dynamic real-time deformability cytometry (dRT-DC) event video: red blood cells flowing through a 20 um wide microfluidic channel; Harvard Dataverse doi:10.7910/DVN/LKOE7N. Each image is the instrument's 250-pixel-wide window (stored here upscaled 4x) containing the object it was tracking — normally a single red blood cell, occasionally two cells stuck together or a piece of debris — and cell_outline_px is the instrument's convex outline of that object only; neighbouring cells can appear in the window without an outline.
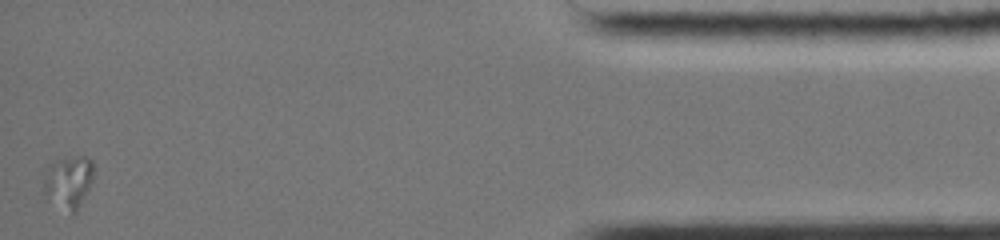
{"species": "common noctule bat (a hibernating species)", "species_latin": "Nyctalus noctula", "temperature_condition": "cold", "stored_images_in_passage": 64, "camera_frame_rate_fps": 3000, "um_per_image_px": 0.085, "animal": {"sex": "female", "body_mass_g": 19.0, "forearm_length_mm": 51.5}, "frame": {"image": 1, "passage_image": 64, "time_ms": 13.333, "image_size_px": [1000, 240], "cell_outline_px": [[92, 180], [76, 212], [72, 212], [48, 200], [44, 196], [44, 180], [48, 168], [52, 160], [68, 156], [88, 156], [92, 160]], "centroid_in_image_um": [5.8, 15.4], "position_along_channel_um": 429.4, "area_um2": 15.09}}